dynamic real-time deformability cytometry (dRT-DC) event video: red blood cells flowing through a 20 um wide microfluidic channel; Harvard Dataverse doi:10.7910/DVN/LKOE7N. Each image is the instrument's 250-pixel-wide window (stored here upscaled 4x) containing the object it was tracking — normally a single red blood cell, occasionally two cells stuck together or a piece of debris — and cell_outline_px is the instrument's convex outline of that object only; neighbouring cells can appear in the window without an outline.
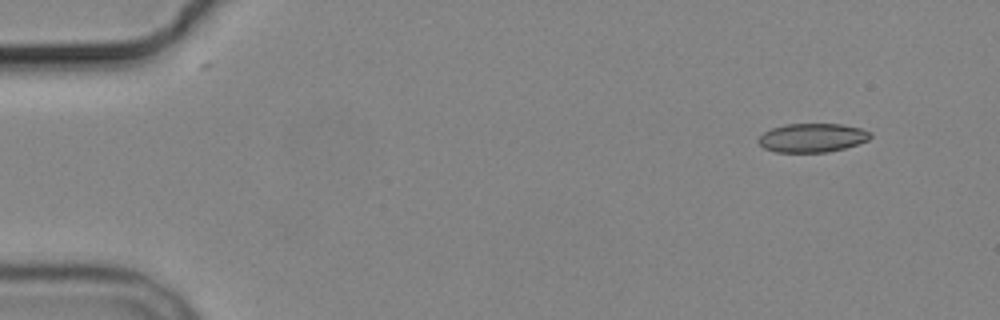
{"species": "common noctule bat (a hibernating species)", "species_latin": "Nyctalus noctula", "temperature_condition": "cold", "stored_images_in_passage": 3, "camera_frame_rate_fps": 3000, "um_per_image_px": 0.085, "animal": {"sex": "male", "body_mass_g": 19.2, "forearm_length_mm": 51.8}, "frame": {"image": 1, "passage_image": 1, "time_ms": 0.0, "image_size_px": [1000, 320], "cell_outline_px": [[872, 136], [868, 140], [844, 148], [828, 152], [776, 152], [764, 148], [756, 140], [764, 132], [772, 128], [784, 124], [840, 124], [860, 128], [872, 132]], "centroid_in_image_um": [69.03, 11.71], "position_along_channel_um": 16.0, "area_um2": 18.79}}